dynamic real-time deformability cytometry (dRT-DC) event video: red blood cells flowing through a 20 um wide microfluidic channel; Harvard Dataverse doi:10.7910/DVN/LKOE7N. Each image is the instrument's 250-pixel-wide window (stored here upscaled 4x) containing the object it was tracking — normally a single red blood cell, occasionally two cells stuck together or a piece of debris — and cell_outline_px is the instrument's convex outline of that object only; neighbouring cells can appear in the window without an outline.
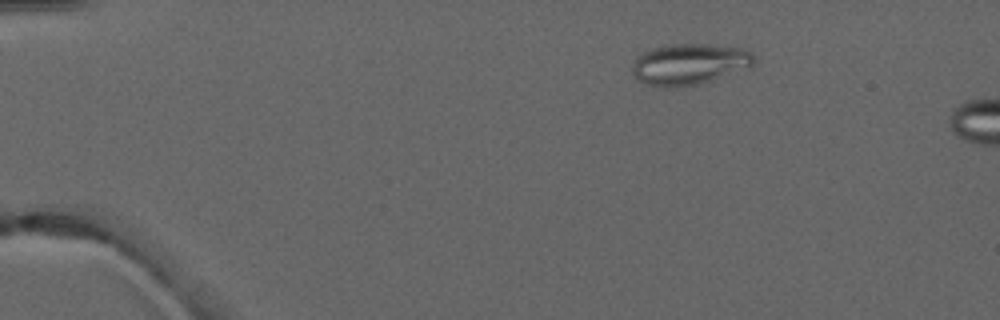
{"species": "common noctule bat (a hibernating species)", "species_latin": "Nyctalus noctula", "temperature_condition": "warm", "stored_images_in_passage": 2, "camera_frame_rate_fps": 3000, "um_per_image_px": 0.085, "animal": {"sex": "male", "forearm_length_mm": 52.5}, "frame": {"image": 1, "passage_image": 1, "time_ms": 0.0, "image_size_px": [1000, 320], "cell_outline_px": [[756, 64], [752, 68], [712, 80], [696, 84], [676, 88], [668, 88], [648, 84], [632, 76], [632, 68], [636, 60], [644, 52], [652, 48], [672, 44], [708, 44], [740, 48], [752, 52], [756, 60]], "centroid_in_image_um": [58.66, 5.46], "position_along_channel_um": 26.3, "area_um2": 29.3}}